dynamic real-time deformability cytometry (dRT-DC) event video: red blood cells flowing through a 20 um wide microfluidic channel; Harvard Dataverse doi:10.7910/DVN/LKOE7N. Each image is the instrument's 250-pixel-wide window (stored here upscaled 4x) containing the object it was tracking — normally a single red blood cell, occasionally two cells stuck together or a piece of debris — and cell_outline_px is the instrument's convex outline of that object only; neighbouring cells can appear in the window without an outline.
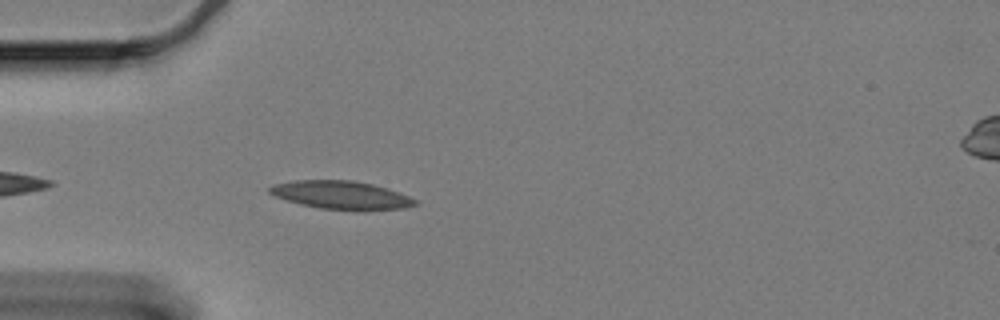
{"species": "Egyptian fruit bat (a non-hibernating species)", "species_latin": "Rousettus aegyptiacus", "temperature_condition": "cold", "stored_images_in_passage": 16, "camera_frame_rate_fps": 3000, "um_per_image_px": 0.085, "animal": {"sex": "female"}, "frame": {"image": 1, "passage_image": 4, "time_ms": 1.0, "image_size_px": [1000, 320], "cell_outline_px": [[420, 204], [404, 208], [320, 208], [300, 204], [272, 196], [268, 192], [268, 188], [276, 184], [292, 180], [352, 180], [372, 184], [388, 188], [400, 192], [416, 200]], "centroid_in_image_um": [28.95, 16.54], "position_along_channel_um": 56.1, "area_um2": 23.29}}
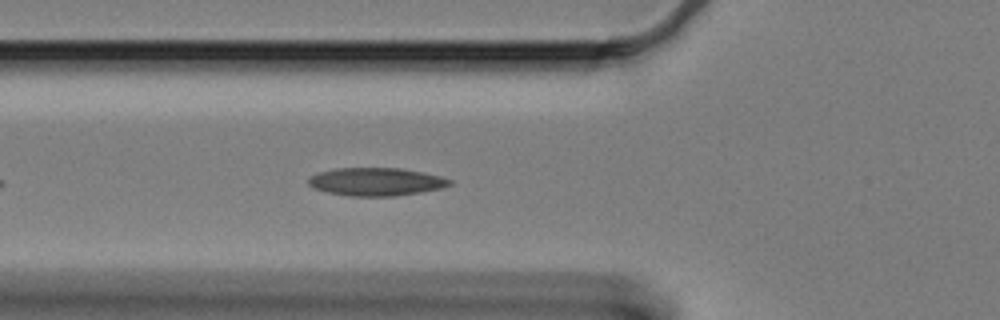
{"frame": {"image": 2, "passage_image": 8, "time_ms": 2.333, "image_size_px": [1000, 320], "cell_outline_px": [[452, 184], [440, 188], [420, 192], [396, 196], [348, 196], [328, 192], [312, 188], [308, 184], [308, 176], [320, 172], [336, 168], [400, 168], [424, 172], [440, 176], [452, 180]], "centroid_in_image_um": [31.94, 15.44], "position_along_channel_um": 93.9, "area_um2": 23.12}}
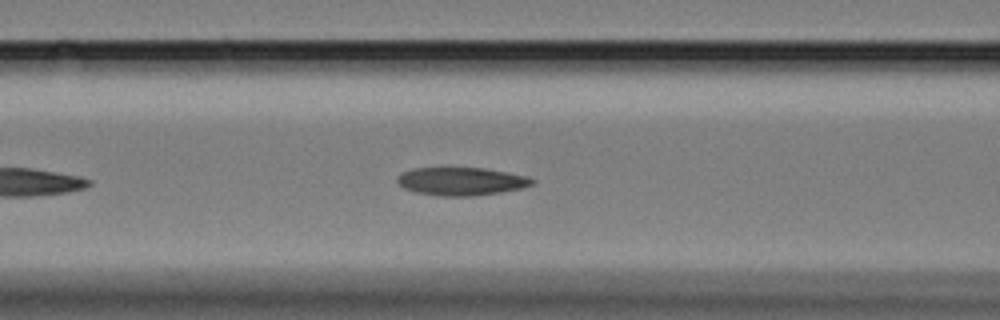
{"frame": {"image": 3, "passage_image": 11, "time_ms": 3.333, "image_size_px": [1000, 320], "cell_outline_px": [[536, 184], [524, 188], [500, 192], [472, 196], [440, 196], [416, 192], [404, 188], [396, 180], [404, 172], [412, 168], [484, 168], [528, 176], [536, 180]], "centroid_in_image_um": [39.28, 15.42], "position_along_channel_um": 127.3, "area_um2": 22.02}}